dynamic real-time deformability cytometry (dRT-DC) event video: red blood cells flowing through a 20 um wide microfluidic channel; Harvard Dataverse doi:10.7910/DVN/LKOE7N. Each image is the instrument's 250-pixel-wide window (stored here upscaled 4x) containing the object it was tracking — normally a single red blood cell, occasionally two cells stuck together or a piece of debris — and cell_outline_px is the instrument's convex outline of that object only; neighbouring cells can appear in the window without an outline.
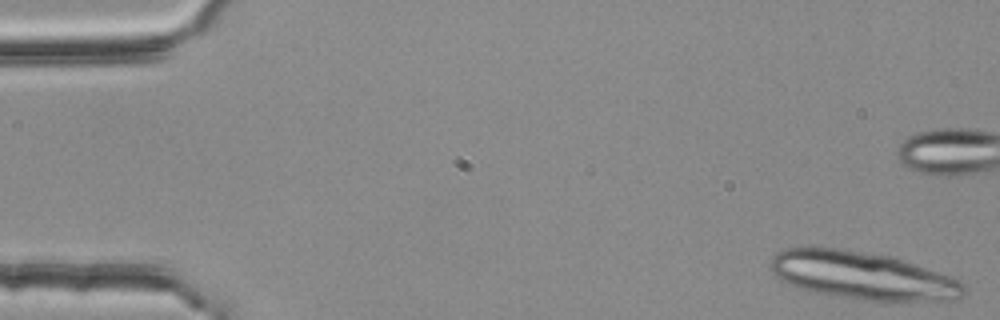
{"species": "common noctule bat (a hibernating species)", "species_latin": "Nyctalus noctula", "temperature_condition": "room temperature", "stored_images_in_passage": 16, "camera_frame_rate_fps": 3000, "um_per_image_px": 0.085, "animal": {"sex": "female", "body_mass_g": 25.1}, "frame": {"image": 1, "passage_image": 1, "time_ms": 0.0, "image_size_px": [1000, 320], "cell_outline_px": [[964, 296], [960, 300], [864, 300], [832, 296], [812, 292], [788, 284], [780, 280], [772, 272], [768, 264], [768, 260], [776, 252], [784, 248], [844, 248], [892, 256], [960, 280], [964, 284]], "centroid_in_image_um": [73.25, 23.42], "position_along_channel_um": 11.7, "area_um2": 54.04}}